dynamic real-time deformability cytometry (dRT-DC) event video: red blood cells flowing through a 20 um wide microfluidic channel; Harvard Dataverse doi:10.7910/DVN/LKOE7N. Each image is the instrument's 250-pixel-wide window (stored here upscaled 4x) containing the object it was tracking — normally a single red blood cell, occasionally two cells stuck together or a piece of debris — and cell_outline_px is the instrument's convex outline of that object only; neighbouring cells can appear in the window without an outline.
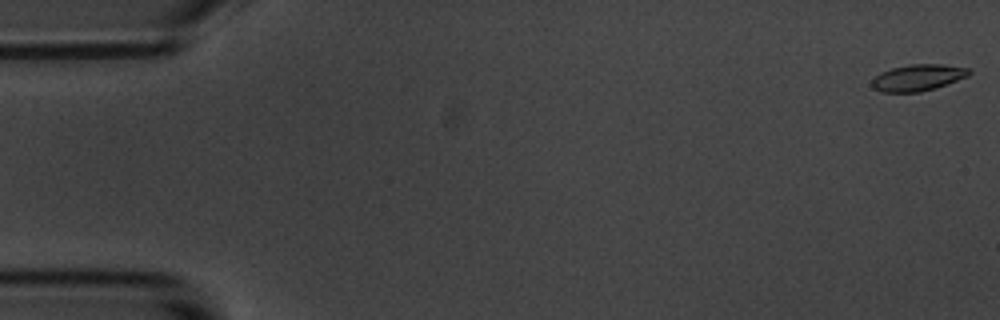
{"species": "common noctule bat (a hibernating species)", "species_latin": "Nyctalus noctula", "temperature_condition": "room temperature", "stored_images_in_passage": 5, "camera_frame_rate_fps": 3000, "um_per_image_px": 0.085, "animal": {"sex": "male", "body_mass_g": 20.1, "forearm_length_mm": 53.5}, "frame": {"image": 1, "passage_image": 1, "time_ms": 0.0, "image_size_px": [1000, 320], "cell_outline_px": [[972, 72], [968, 76], [936, 88], [920, 92], [880, 92], [872, 88], [872, 80], [880, 72], [892, 68], [912, 64], [940, 64], [972, 68]], "centroid_in_image_um": [78.04, 6.6], "position_along_channel_um": 7.0, "area_um2": 15.09}}
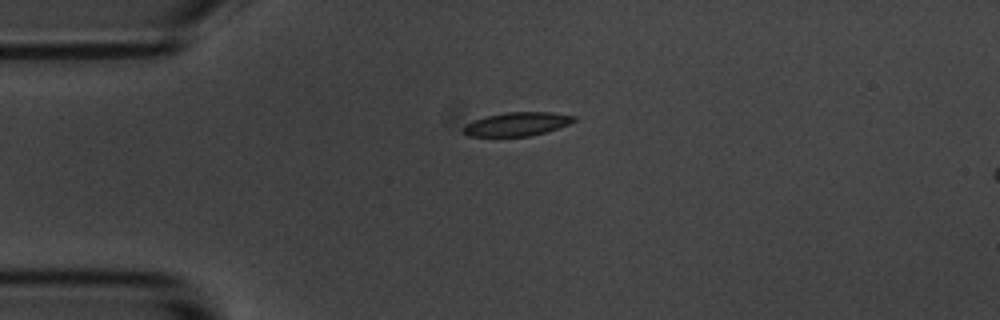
{"frame": {"image": 2, "passage_image": 5, "time_ms": 4.333, "image_size_px": [1000, 320], "cell_outline_px": [[576, 120], [568, 124], [544, 132], [528, 136], [468, 136], [460, 132], [464, 124], [484, 116], [504, 112], [552, 112], [576, 116]], "centroid_in_image_um": [43.87, 10.53], "position_along_channel_um": 41.1, "area_um2": 15.32}}